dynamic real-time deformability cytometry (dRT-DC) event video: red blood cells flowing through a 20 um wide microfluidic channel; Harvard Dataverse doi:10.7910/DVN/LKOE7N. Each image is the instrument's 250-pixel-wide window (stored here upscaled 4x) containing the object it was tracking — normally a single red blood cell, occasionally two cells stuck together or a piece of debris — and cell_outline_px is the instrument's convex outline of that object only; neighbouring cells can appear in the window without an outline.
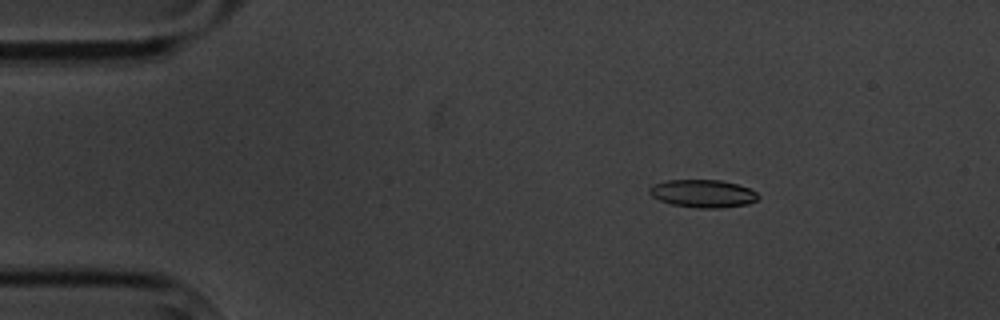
{"species": "common noctule bat (a hibernating species)", "species_latin": "Nyctalus noctula", "temperature_condition": "cold", "stored_images_in_passage": 4, "camera_frame_rate_fps": 3000, "um_per_image_px": 0.085, "animal": {"sex": "male", "body_mass_g": 20.1, "forearm_length_mm": 53.5}, "frame": {"image": 1, "passage_image": 1, "time_ms": 0.0, "image_size_px": [1000, 320], "cell_outline_px": [[760, 196], [756, 200], [748, 204], [720, 208], [696, 208], [672, 204], [660, 200], [652, 196], [648, 192], [648, 188], [652, 184], [668, 180], [720, 180], [736, 184], [748, 188], [756, 192]], "centroid_in_image_um": [59.72, 16.45], "position_along_channel_um": 25.3, "area_um2": 17.63}}